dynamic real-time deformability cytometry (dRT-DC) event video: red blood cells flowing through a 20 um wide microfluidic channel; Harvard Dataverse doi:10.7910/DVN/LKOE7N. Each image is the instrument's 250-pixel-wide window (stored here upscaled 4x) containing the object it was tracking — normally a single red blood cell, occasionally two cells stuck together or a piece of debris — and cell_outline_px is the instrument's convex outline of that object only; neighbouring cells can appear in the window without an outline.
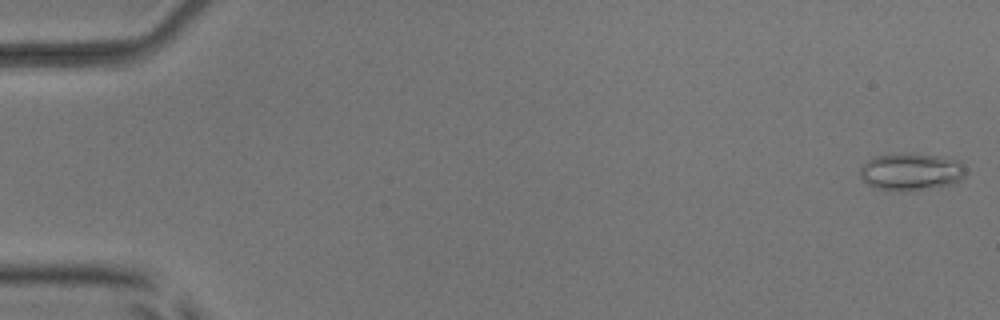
{"species": "common noctule bat (a hibernating species)", "species_latin": "Nyctalus noctula", "temperature_condition": "room temperature", "stored_images_in_passage": 53, "camera_frame_rate_fps": 3000, "um_per_image_px": 0.085, "animal": {"sex": "male", "body_mass_g": 17.9, "forearm_length_mm": 54.2}, "frame": {"image": 1, "passage_image": 1, "time_ms": 0.0, "image_size_px": [1000, 320], "cell_outline_px": [[964, 176], [960, 180], [952, 184], [932, 188], [900, 192], [876, 188], [868, 184], [860, 176], [860, 168], [872, 156], [896, 152], [936, 156], [960, 160], [964, 168]], "centroid_in_image_um": [77.41, 14.59], "position_along_channel_um": 7.6, "area_um2": 23.18}}
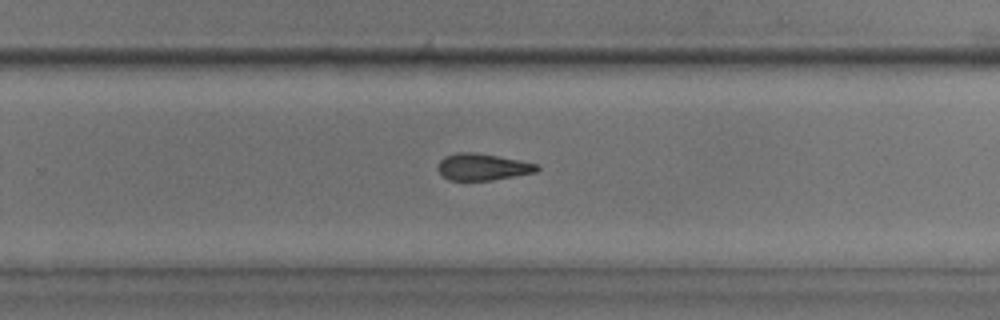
{"frame": {"image": 2, "passage_image": 35, "time_ms": 11.333, "image_size_px": [1000, 320], "cell_outline_px": [[540, 168], [536, 172], [492, 180], [448, 180], [440, 172], [440, 160], [444, 156], [456, 152], [476, 152], [520, 160], [536, 164]], "centroid_in_image_um": [41.03, 14.18], "position_along_channel_um": 288.8, "area_um2": 15.26}}
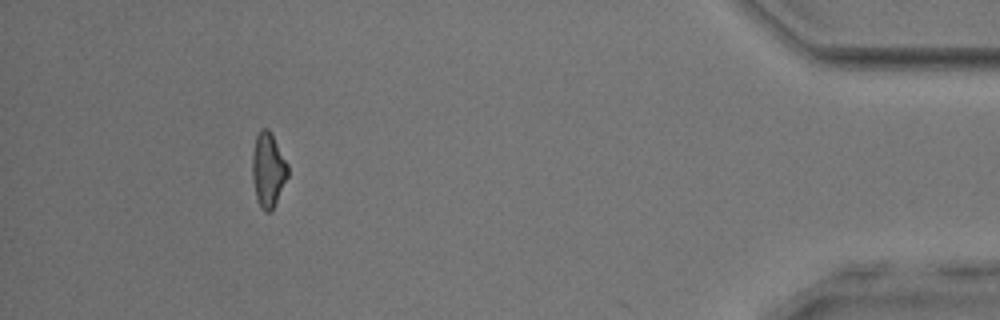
{"frame": {"image": 3, "passage_image": 49, "time_ms": 16.0, "image_size_px": [1000, 320], "cell_outline_px": [[288, 176], [272, 208], [268, 212], [264, 212], [256, 196], [252, 176], [252, 156], [256, 136], [260, 128], [268, 128], [272, 132], [288, 164]], "centroid_in_image_um": [22.79, 14.36], "position_along_channel_um": 412.4, "area_um2": 15.26}, "authors_computed_cell_mechanics": {"area_um2": 16.184, "velocity_mm_per_s": 3.9014, "shape_relaxation_time_tau1_ms": null, "shape_relaxation_time_tau2_ms": 4.1646, "deformation_change_tau1": null, "deformation_change_tau2": 0.1329}}